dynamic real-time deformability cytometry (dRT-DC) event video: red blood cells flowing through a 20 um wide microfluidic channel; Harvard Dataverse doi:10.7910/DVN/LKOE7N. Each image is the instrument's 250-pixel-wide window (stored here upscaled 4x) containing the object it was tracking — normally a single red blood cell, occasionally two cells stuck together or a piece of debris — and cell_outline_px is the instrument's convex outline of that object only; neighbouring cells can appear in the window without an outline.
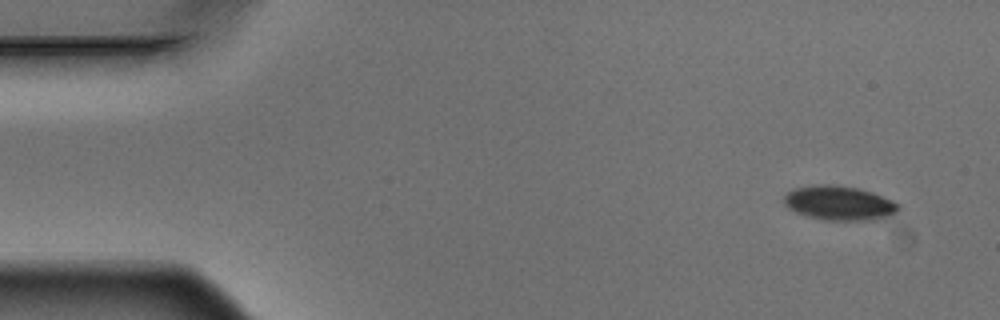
{"species": "Egyptian fruit bat (a non-hibernating species)", "species_latin": "Rousettus aegyptiacus", "temperature_condition": "warm", "stored_images_in_passage": 5, "camera_frame_rate_fps": 3000, "um_per_image_px": 0.085, "animal": {"sex": "male"}, "frame": {"image": 1, "passage_image": 1, "time_ms": 0.0, "image_size_px": [1000, 320], "cell_outline_px": [[900, 204], [896, 212], [892, 216], [872, 220], [820, 220], [796, 212], [788, 208], [784, 204], [784, 196], [792, 188], [812, 184], [832, 184], [860, 188], [872, 192], [892, 200]], "centroid_in_image_um": [71.32, 17.25], "position_along_channel_um": 13.7, "area_um2": 23.24}}
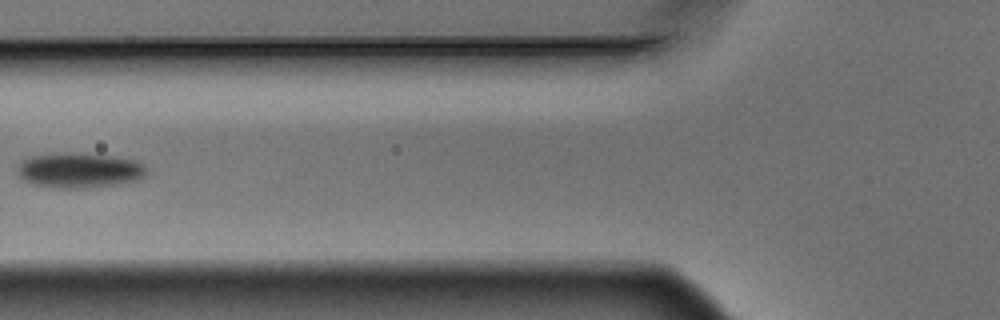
{"frame": {"image": 2, "passage_image": 4, "time_ms": 1.0, "image_size_px": [1000, 320], "cell_outline_px": [[148, 168], [144, 176], [140, 180], [116, 184], [88, 188], [48, 188], [32, 184], [24, 180], [16, 172], [16, 164], [20, 160], [28, 156], [112, 156], [136, 160], [144, 164]], "centroid_in_image_um": [6.74, 14.54], "position_along_channel_um": 119.1, "area_um2": 25.78}}
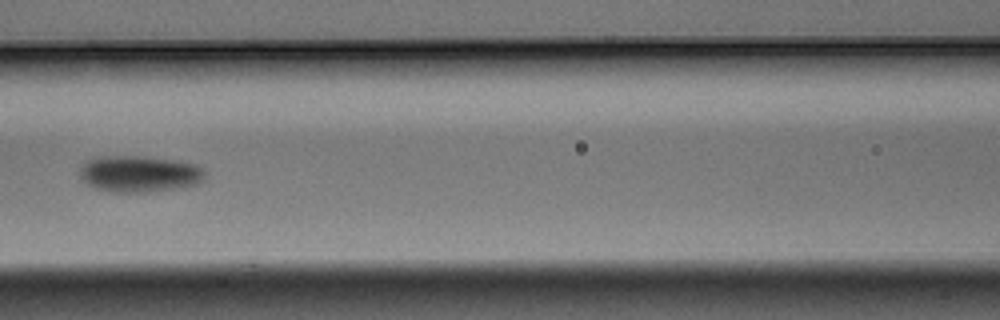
{"frame": {"image": 3, "passage_image": 5, "time_ms": 1.333, "image_size_px": [1000, 320], "cell_outline_px": [[204, 180], [196, 184], [184, 188], [148, 192], [112, 192], [96, 188], [88, 184], [80, 176], [80, 168], [84, 160], [96, 156], [136, 156], [176, 160], [192, 164], [204, 168]], "centroid_in_image_um": [11.83, 14.78], "position_along_channel_um": 154.8, "area_um2": 26.82}}